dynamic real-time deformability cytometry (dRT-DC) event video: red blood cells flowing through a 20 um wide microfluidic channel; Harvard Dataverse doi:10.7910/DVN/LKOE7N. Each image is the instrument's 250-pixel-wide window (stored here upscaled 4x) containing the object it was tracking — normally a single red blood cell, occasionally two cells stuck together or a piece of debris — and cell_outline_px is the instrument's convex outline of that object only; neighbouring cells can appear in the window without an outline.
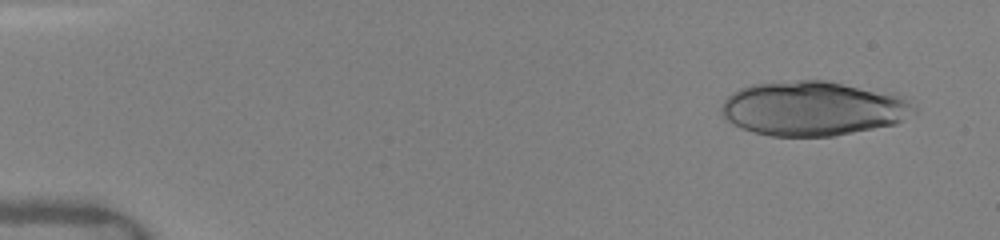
{"species": "human", "species_latin": "Homo sapiens", "temperature_condition": "warm", "stored_images_in_passage": 51, "camera_frame_rate_fps": 3000, "um_per_image_px": 0.085, "donor": {"sex": "female"}, "frame": {"image": 1, "passage_image": 4, "time_ms": 0.667, "image_size_px": [1000, 240], "cell_outline_px": [[916, 112], [896, 124], [832, 136], [772, 136], [752, 132], [728, 120], [720, 112], [720, 108], [724, 100], [732, 92], [740, 88], [752, 84], [796, 80], [828, 80], [896, 92], [904, 96], [916, 108]], "centroid_in_image_um": [69.17, 9.19], "position_along_channel_um": 15.8, "area_um2": 61.73}, "authors_computed_cell_mechanics": {"area_um2": 36.6452, "velocity_mm_per_s": 4.1422, "shape_relaxation_time_tau1_ms": 6.4535, "shape_relaxation_time_tau2_ms": null, "deformation_change_tau1": 0.2124, "deformation_change_tau2": null}}